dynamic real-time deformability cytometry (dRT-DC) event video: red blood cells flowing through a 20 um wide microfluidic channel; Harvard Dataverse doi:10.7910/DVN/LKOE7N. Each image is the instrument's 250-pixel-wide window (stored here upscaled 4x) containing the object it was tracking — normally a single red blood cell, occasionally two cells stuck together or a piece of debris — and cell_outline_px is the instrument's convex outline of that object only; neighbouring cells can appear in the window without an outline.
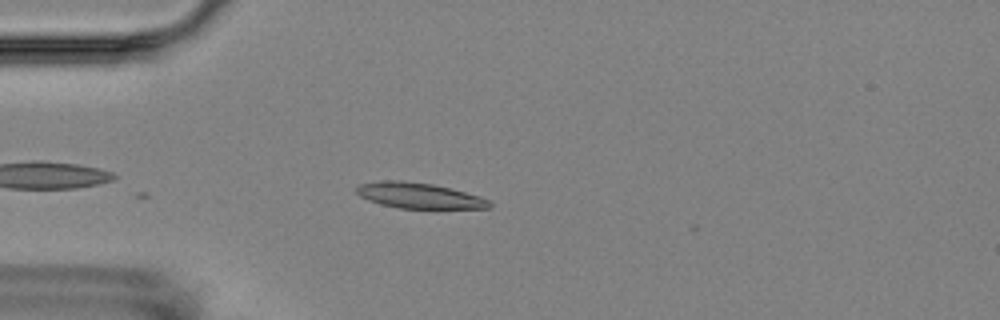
{"species": "Egyptian fruit bat (a non-hibernating species)", "species_latin": "Rousettus aegyptiacus", "temperature_condition": "room temperature", "stored_images_in_passage": 1, "camera_frame_rate_fps": 3000, "um_per_image_px": 0.085, "animal": {"sex": "female"}, "frame": {"image": 1, "passage_image": 1, "time_ms": 0.0, "image_size_px": [1000, 320], "cell_outline_px": [[492, 204], [488, 208], [400, 208], [380, 204], [368, 200], [360, 196], [356, 192], [356, 188], [360, 184], [380, 180], [400, 180], [432, 184], [480, 196], [488, 200]], "centroid_in_image_um": [35.57, 16.62], "position_along_channel_um": 49.4, "area_um2": 19.59}}